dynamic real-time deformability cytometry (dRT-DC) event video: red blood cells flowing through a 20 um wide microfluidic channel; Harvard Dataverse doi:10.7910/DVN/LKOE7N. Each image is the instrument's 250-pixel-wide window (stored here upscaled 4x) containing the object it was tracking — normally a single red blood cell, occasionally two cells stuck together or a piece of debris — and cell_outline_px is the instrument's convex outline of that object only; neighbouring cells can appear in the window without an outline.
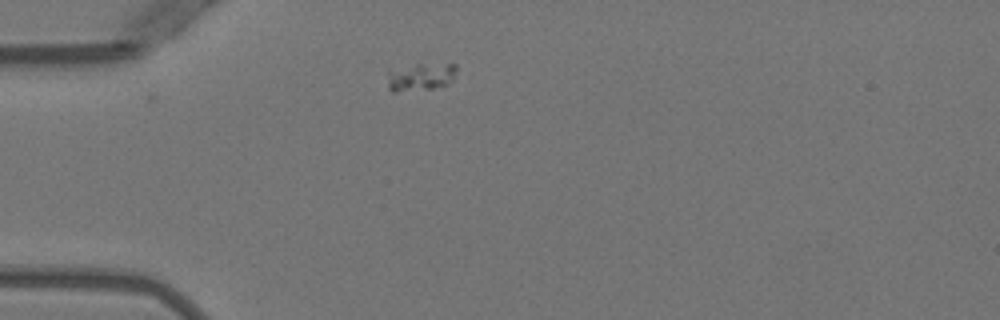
{"species": "Egyptian fruit bat (a non-hibernating species)", "species_latin": "Rousettus aegyptiacus", "temperature_condition": "warm", "stored_images_in_passage": 4, "camera_frame_rate_fps": 3000, "um_per_image_px": 0.085, "animal": {"sex": "female"}, "frame": {"image": 1, "passage_image": 1, "time_ms": 0.0, "image_size_px": [1000, 320], "cell_outline_px": [[456, 72], [452, 80], [448, 84], [432, 88], [396, 92], [392, 92], [388, 88], [388, 68], [416, 64], [456, 64]], "centroid_in_image_um": [35.7, 6.52], "position_along_channel_um": 49.3, "area_um2": 11.33}}
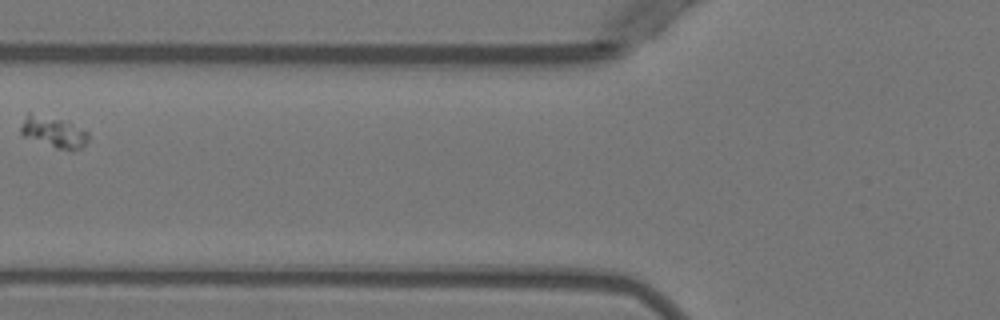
{"frame": {"image": 2, "passage_image": 3, "time_ms": 2.333, "image_size_px": [1000, 320], "cell_outline_px": [[88, 140], [80, 148], [72, 152], [56, 148], [24, 136], [20, 132], [20, 128], [28, 112], [68, 120], [88, 132]], "centroid_in_image_um": [4.59, 11.22], "position_along_channel_um": 121.2, "area_um2": 12.37}}
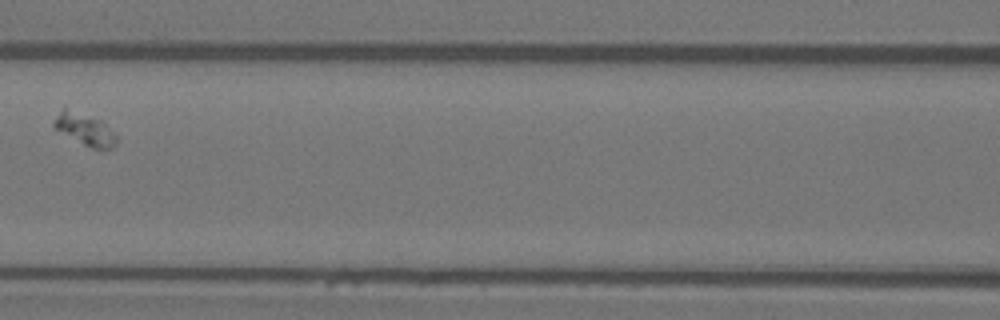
{"frame": {"image": 3, "passage_image": 4, "time_ms": 3.333, "image_size_px": [1000, 320], "cell_outline_px": [[116, 144], [112, 148], [92, 148], [52, 128], [52, 124], [60, 112], [64, 108], [100, 120], [116, 136]], "centroid_in_image_um": [7.19, 11.01], "position_along_channel_um": 159.4, "area_um2": 11.04}}